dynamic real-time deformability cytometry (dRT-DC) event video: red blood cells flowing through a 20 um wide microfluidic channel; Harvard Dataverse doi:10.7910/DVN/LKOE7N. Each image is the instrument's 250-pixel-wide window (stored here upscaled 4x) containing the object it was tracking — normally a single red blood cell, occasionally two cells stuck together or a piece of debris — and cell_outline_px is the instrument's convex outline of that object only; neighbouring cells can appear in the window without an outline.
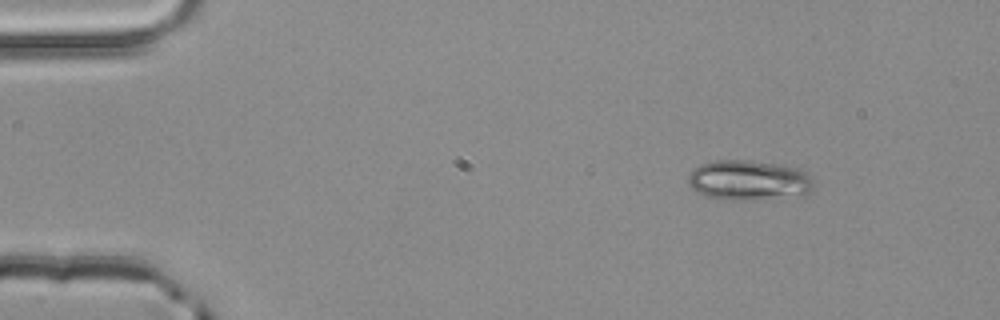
{"species": "common noctule bat (a hibernating species)", "species_latin": "Nyctalus noctula", "temperature_condition": "room temperature", "stored_images_in_passage": 3, "camera_frame_rate_fps": 3000, "um_per_image_px": 0.085, "animal": {"sex": "male", "body_mass_g": 20.4}, "frame": {"image": 1, "passage_image": 1, "time_ms": 0.0, "image_size_px": [1000, 320], "cell_outline_px": [[812, 188], [804, 196], [760, 200], [724, 200], [704, 196], [696, 192], [688, 184], [688, 176], [692, 168], [700, 164], [716, 160], [748, 160], [776, 164], [796, 168], [804, 172], [812, 180]], "centroid_in_image_um": [63.59, 15.35], "position_along_channel_um": 21.4, "area_um2": 29.71}}